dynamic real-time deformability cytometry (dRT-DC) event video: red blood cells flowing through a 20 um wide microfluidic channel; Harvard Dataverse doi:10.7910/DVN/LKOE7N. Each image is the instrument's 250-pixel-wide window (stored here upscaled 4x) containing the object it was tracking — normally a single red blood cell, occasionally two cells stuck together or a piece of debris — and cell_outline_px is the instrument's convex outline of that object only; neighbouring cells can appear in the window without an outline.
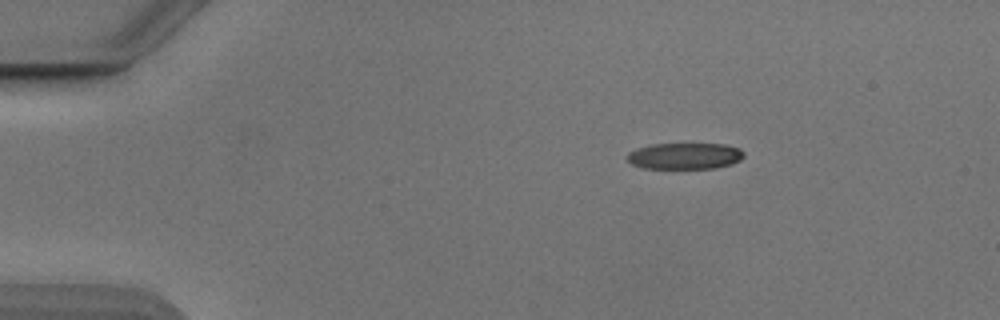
{"species": "Egyptian fruit bat (a non-hibernating species)", "species_latin": "Rousettus aegyptiacus", "temperature_condition": "cold", "stored_images_in_passage": 5, "camera_frame_rate_fps": 3000, "um_per_image_px": 0.085, "animal": {"sex": "male"}, "frame": {"image": 1, "passage_image": 1, "time_ms": 0.0, "image_size_px": [1000, 320], "cell_outline_px": [[744, 156], [740, 160], [732, 164], [716, 168], [644, 168], [632, 164], [628, 160], [628, 152], [636, 148], [652, 144], [724, 144], [740, 148], [744, 152]], "centroid_in_image_um": [58.23, 13.25], "position_along_channel_um": 26.8, "area_um2": 17.92}}